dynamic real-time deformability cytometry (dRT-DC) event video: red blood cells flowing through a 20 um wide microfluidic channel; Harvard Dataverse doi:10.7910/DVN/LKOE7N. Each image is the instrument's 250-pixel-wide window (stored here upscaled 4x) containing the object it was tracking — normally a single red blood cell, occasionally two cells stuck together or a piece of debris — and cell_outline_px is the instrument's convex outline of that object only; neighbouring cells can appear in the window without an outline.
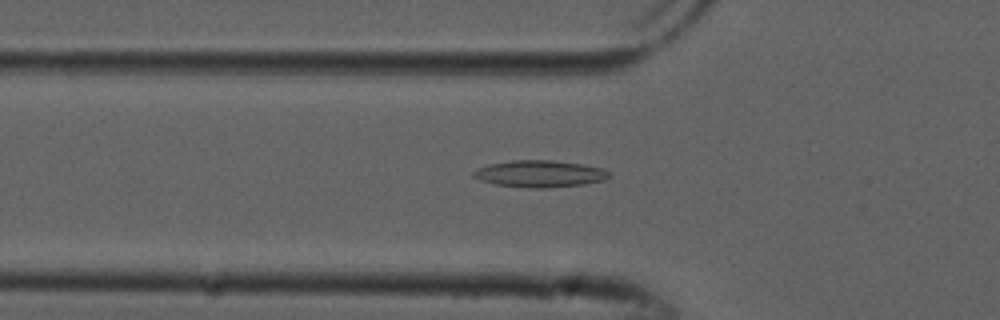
{"species": "common noctule bat (a hibernating species)", "species_latin": "Nyctalus noctula", "temperature_condition": "cold", "stored_images_in_passage": 48, "camera_frame_rate_fps": 3000, "um_per_image_px": 0.085, "animal": {"sex": "male", "forearm_length_mm": 52.5}, "frame": {"image": 1, "passage_image": 18, "time_ms": 5.667, "image_size_px": [1000, 320], "cell_outline_px": [[608, 176], [604, 180], [584, 184], [548, 188], [524, 188], [496, 184], [480, 180], [472, 176], [472, 172], [480, 168], [492, 164], [512, 160], [552, 160], [584, 164], [604, 168], [608, 172]], "centroid_in_image_um": [45.9, 14.77], "position_along_channel_um": 79.9, "area_um2": 21.15}}
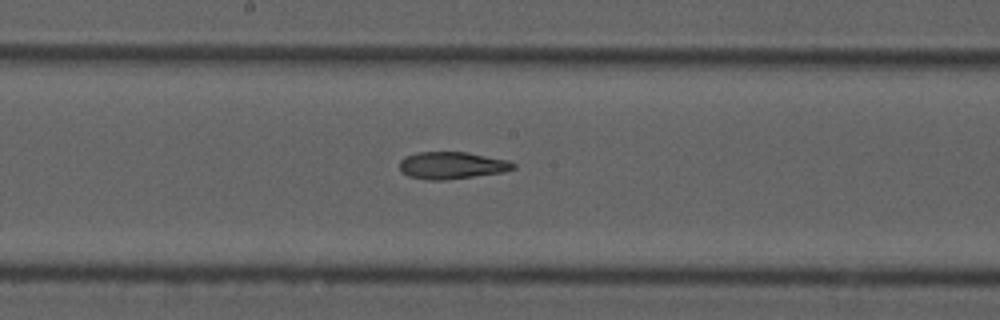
{"frame": {"image": 2, "passage_image": 28, "time_ms": 9.0, "image_size_px": [1000, 320], "cell_outline_px": [[516, 168], [504, 172], [444, 180], [428, 180], [408, 176], [400, 172], [400, 160], [404, 156], [416, 152], [464, 152], [508, 160], [516, 164]], "centroid_in_image_um": [38.38, 14.06], "position_along_channel_um": 209.8, "area_um2": 18.03}}
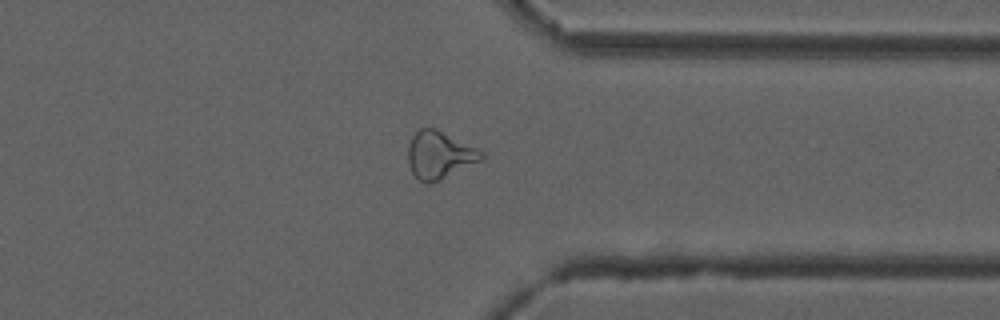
{"frame": {"image": 3, "passage_image": 41, "time_ms": 13.333, "image_size_px": [1000, 320], "cell_outline_px": [[484, 160], [440, 180], [428, 184], [420, 180], [412, 172], [408, 164], [408, 148], [412, 136], [420, 128], [436, 128], [484, 152]], "centroid_in_image_um": [37.37, 13.18], "position_along_channel_um": 374.0, "area_um2": 20.29}, "authors_computed_cell_mechanics": {"area_um2": 19.3052, "velocity_mm_per_s": 3.8755, "shape_relaxation_time_tau1_ms": null, "shape_relaxation_time_tau2_ms": 4.433, "deformation_change_tau1": null, "deformation_change_tau2": 0.1445}}